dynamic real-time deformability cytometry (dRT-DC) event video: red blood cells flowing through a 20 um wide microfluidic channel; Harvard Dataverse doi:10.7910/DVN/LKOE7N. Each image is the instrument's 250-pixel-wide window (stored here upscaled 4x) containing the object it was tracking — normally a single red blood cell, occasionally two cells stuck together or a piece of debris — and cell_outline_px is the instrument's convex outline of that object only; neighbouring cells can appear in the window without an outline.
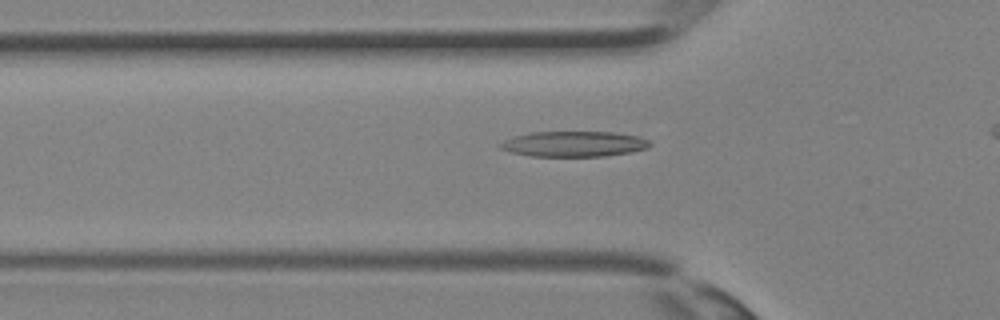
{"species": "Egyptian fruit bat (a non-hibernating species)", "species_latin": "Rousettus aegyptiacus", "temperature_condition": "room temperature", "stored_images_in_passage": 22, "camera_frame_rate_fps": 3000, "um_per_image_px": 0.085, "animal": {"sex": "female"}, "frame": {"image": 1, "passage_image": 3, "time_ms": 0.667, "image_size_px": [1000, 320], "cell_outline_px": [[652, 144], [648, 148], [632, 152], [604, 156], [532, 156], [512, 152], [500, 148], [496, 144], [516, 136], [532, 132], [616, 132], [640, 136], [648, 140]], "centroid_in_image_um": [48.84, 12.23], "position_along_channel_um": 77.0, "area_um2": 22.2}}
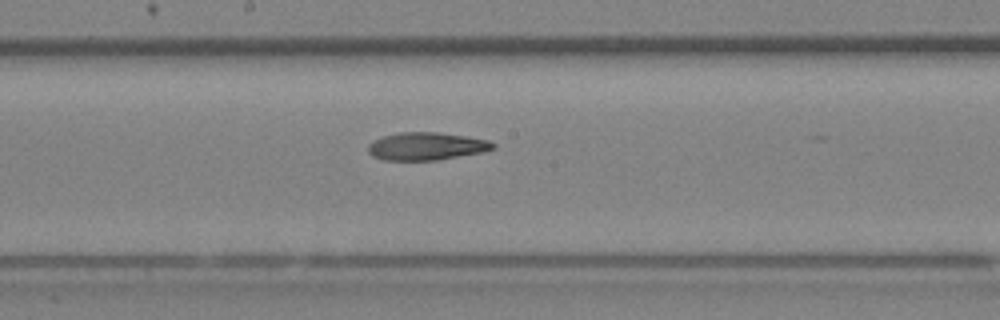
{"frame": {"image": 2, "passage_image": 10, "time_ms": 3.0, "image_size_px": [1000, 320], "cell_outline_px": [[496, 148], [480, 152], [436, 160], [384, 160], [372, 156], [368, 152], [368, 144], [372, 140], [384, 136], [400, 132], [436, 132], [468, 136], [488, 140], [496, 144]], "centroid_in_image_um": [36.22, 12.42], "position_along_channel_um": 212.0, "area_um2": 20.17}}
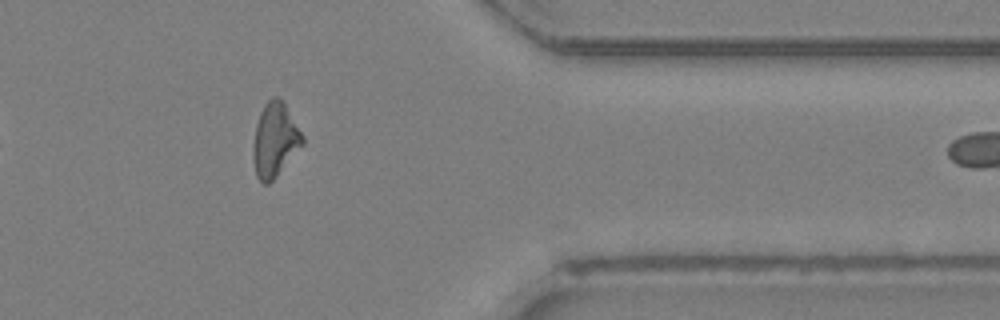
{"frame": {"image": 3, "passage_image": 20, "time_ms": 6.333, "image_size_px": [1000, 320], "cell_outline_px": [[304, 144], [276, 176], [268, 184], [264, 184], [256, 176], [252, 156], [252, 148], [256, 124], [260, 112], [264, 104], [272, 96], [276, 96], [284, 100], [304, 136]], "centroid_in_image_um": [23.37, 11.86], "position_along_channel_um": 388.0, "area_um2": 21.56}}